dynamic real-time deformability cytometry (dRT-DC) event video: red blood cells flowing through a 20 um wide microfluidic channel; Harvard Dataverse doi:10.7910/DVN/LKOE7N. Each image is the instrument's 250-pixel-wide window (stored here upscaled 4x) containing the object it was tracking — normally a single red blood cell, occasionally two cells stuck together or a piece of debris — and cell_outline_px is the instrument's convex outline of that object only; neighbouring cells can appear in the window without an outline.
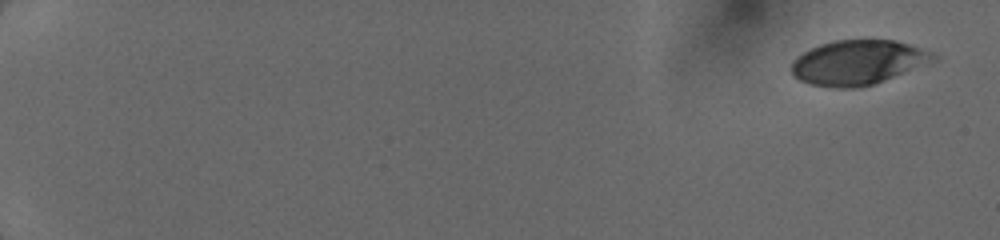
{"species": "human", "species_latin": "Homo sapiens", "temperature_condition": "cold", "stored_images_in_passage": 17, "camera_frame_rate_fps": 3000, "um_per_image_px": 0.085, "donor": {"sex": "female"}, "frame": {"image": 1, "passage_image": 1, "time_ms": 0.0, "image_size_px": [1000, 240], "cell_outline_px": [[936, 56], [892, 76], [872, 84], [856, 88], [832, 88], [808, 84], [792, 76], [792, 64], [804, 52], [820, 44], [836, 40], [892, 40], [908, 44], [932, 52]], "centroid_in_image_um": [72.78, 5.31], "position_along_channel_um": 12.2, "area_um2": 35.55}}
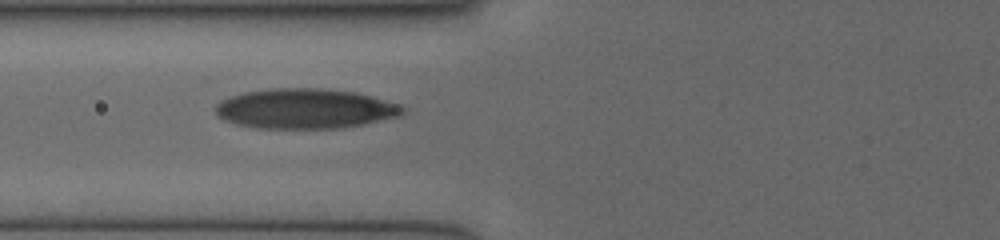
{"frame": {"image": 2, "passage_image": 12, "time_ms": 7.0, "image_size_px": [1000, 240], "cell_outline_px": [[404, 112], [396, 116], [360, 124], [340, 128], [260, 128], [236, 124], [224, 120], [216, 112], [216, 104], [220, 100], [244, 92], [272, 88], [320, 88], [356, 92], [400, 104], [404, 108]], "centroid_in_image_um": [25.9, 9.22], "position_along_channel_um": 99.9, "area_um2": 43.18}}
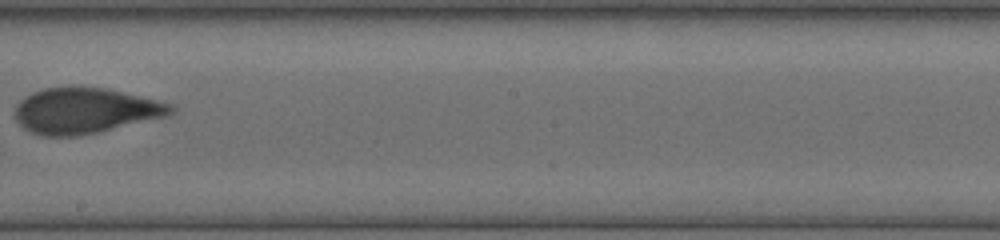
{"frame": {"image": 3, "passage_image": 17, "time_ms": 10.333, "image_size_px": [1000, 240], "cell_outline_px": [[176, 108], [168, 116], [80, 136], [44, 136], [32, 132], [24, 128], [16, 120], [16, 108], [20, 100], [24, 96], [32, 92], [44, 88], [108, 88], [172, 104]], "centroid_in_image_um": [7.25, 9.42], "position_along_channel_um": 241.0, "area_um2": 41.04}}